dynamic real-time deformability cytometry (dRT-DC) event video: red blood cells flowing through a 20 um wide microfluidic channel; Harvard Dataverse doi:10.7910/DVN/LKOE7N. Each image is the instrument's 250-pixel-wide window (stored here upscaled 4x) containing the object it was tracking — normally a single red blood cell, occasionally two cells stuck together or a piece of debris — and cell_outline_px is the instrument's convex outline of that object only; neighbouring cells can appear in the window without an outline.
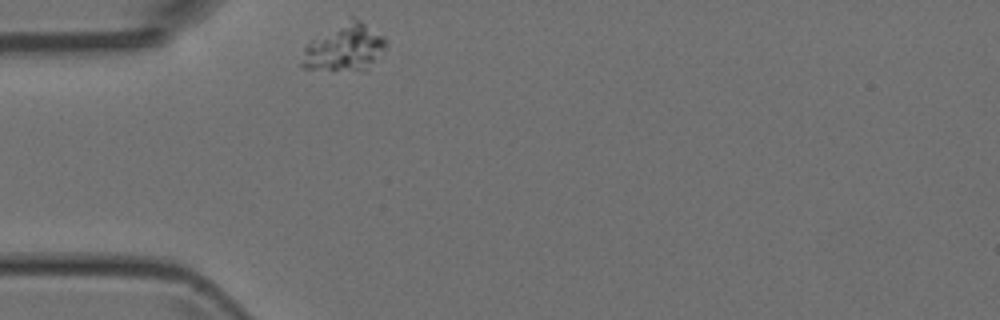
{"species": "Egyptian fruit bat (a non-hibernating species)", "species_latin": "Rousettus aegyptiacus", "temperature_condition": "room temperature", "stored_images_in_passage": 1, "camera_frame_rate_fps": 3000, "um_per_image_px": 0.085, "animal": {"sex": "female"}, "frame": {"image": 1, "passage_image": 1, "time_ms": 0.0, "image_size_px": [1000, 320], "cell_outline_px": [[388, 44], [384, 56], [368, 72], [304, 68], [300, 64], [304, 48], [312, 40], [352, 16], [360, 20], [384, 36], [388, 40]], "centroid_in_image_um": [29.4, 4.09], "position_along_channel_um": 55.6, "area_um2": 23.87}}